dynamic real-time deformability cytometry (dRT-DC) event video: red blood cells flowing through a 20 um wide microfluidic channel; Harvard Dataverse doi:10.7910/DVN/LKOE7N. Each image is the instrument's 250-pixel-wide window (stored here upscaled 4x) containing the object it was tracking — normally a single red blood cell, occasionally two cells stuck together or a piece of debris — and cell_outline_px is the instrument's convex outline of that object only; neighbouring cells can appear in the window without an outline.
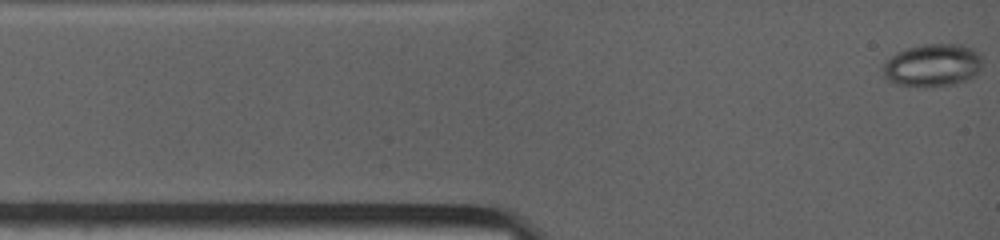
{"species": "common noctule bat (a hibernating species)", "species_latin": "Nyctalus noctula", "temperature_condition": "warm", "stored_images_in_passage": 24, "camera_frame_rate_fps": 4500, "um_per_image_px": 0.085, "animal": {"sex": "female", "body_mass_g": 19.0, "forearm_length_mm": 53.3}, "frame": {"image": 1, "passage_image": 1, "time_ms": 0.0, "image_size_px": [1000, 240], "cell_outline_px": [[980, 64], [976, 72], [968, 80], [956, 84], [924, 88], [892, 84], [884, 76], [884, 64], [896, 52], [908, 48], [924, 44], [964, 44], [980, 52]], "centroid_in_image_um": [79.25, 5.56], "position_along_channel_um": 5.7, "area_um2": 24.91}}
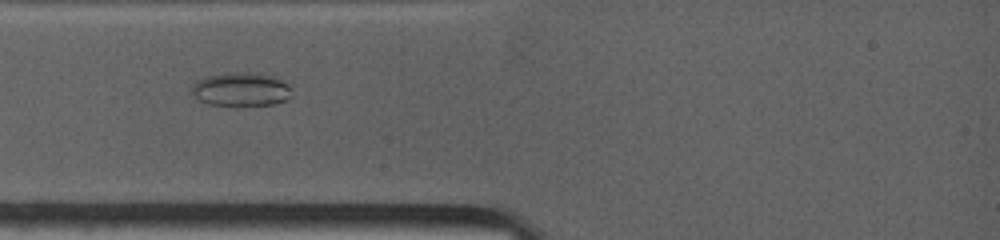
{"frame": {"image": 2, "passage_image": 12, "time_ms": 2.667, "image_size_px": [1000, 240], "cell_outline_px": [[292, 96], [276, 104], [208, 104], [200, 100], [192, 92], [192, 84], [196, 80], [208, 76], [236, 72], [252, 72], [272, 76], [288, 84]], "centroid_in_image_um": [20.49, 7.57], "position_along_channel_um": 64.5, "area_um2": 19.13}}
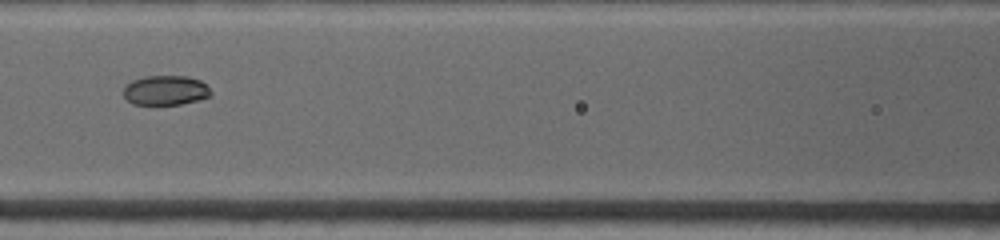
{"frame": {"image": 3, "passage_image": 18, "time_ms": 4.889, "image_size_px": [1000, 240], "cell_outline_px": [[212, 96], [180, 104], [132, 104], [124, 96], [124, 88], [132, 80], [144, 76], [188, 76], [200, 80], [212, 92]], "centroid_in_image_um": [14.08, 7.67], "position_along_channel_um": 152.5, "area_um2": 14.97}}